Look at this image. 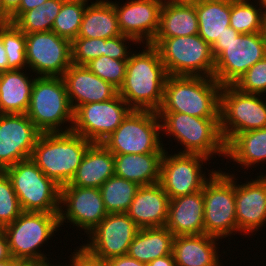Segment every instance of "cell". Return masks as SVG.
I'll return each mask as SVG.
<instances>
[{
    "instance_id": "obj_1",
    "label": "cell",
    "mask_w": 266,
    "mask_h": 266,
    "mask_svg": "<svg viewBox=\"0 0 266 266\" xmlns=\"http://www.w3.org/2000/svg\"><path fill=\"white\" fill-rule=\"evenodd\" d=\"M143 47L137 53L132 52L127 60L125 79L118 94L132 110L157 112L168 74L158 50L151 44Z\"/></svg>"
},
{
    "instance_id": "obj_2",
    "label": "cell",
    "mask_w": 266,
    "mask_h": 266,
    "mask_svg": "<svg viewBox=\"0 0 266 266\" xmlns=\"http://www.w3.org/2000/svg\"><path fill=\"white\" fill-rule=\"evenodd\" d=\"M221 88L214 77L168 75L163 101L157 112L220 118Z\"/></svg>"
},
{
    "instance_id": "obj_3",
    "label": "cell",
    "mask_w": 266,
    "mask_h": 266,
    "mask_svg": "<svg viewBox=\"0 0 266 266\" xmlns=\"http://www.w3.org/2000/svg\"><path fill=\"white\" fill-rule=\"evenodd\" d=\"M211 49L215 59L213 77L221 86L234 85L266 56V33L239 34L229 26Z\"/></svg>"
},
{
    "instance_id": "obj_4",
    "label": "cell",
    "mask_w": 266,
    "mask_h": 266,
    "mask_svg": "<svg viewBox=\"0 0 266 266\" xmlns=\"http://www.w3.org/2000/svg\"><path fill=\"white\" fill-rule=\"evenodd\" d=\"M91 144L73 131L41 133L31 159L49 179L62 187L71 182Z\"/></svg>"
},
{
    "instance_id": "obj_5",
    "label": "cell",
    "mask_w": 266,
    "mask_h": 266,
    "mask_svg": "<svg viewBox=\"0 0 266 266\" xmlns=\"http://www.w3.org/2000/svg\"><path fill=\"white\" fill-rule=\"evenodd\" d=\"M163 134L177 140L183 150L177 153L201 154L210 160L226 158V145L220 132V118H201L178 112H157ZM168 134V135H167Z\"/></svg>"
},
{
    "instance_id": "obj_6",
    "label": "cell",
    "mask_w": 266,
    "mask_h": 266,
    "mask_svg": "<svg viewBox=\"0 0 266 266\" xmlns=\"http://www.w3.org/2000/svg\"><path fill=\"white\" fill-rule=\"evenodd\" d=\"M26 115L41 133L72 131L74 111L62 77H36Z\"/></svg>"
},
{
    "instance_id": "obj_7",
    "label": "cell",
    "mask_w": 266,
    "mask_h": 266,
    "mask_svg": "<svg viewBox=\"0 0 266 266\" xmlns=\"http://www.w3.org/2000/svg\"><path fill=\"white\" fill-rule=\"evenodd\" d=\"M168 75L213 77L211 46L199 34L153 40Z\"/></svg>"
},
{
    "instance_id": "obj_8",
    "label": "cell",
    "mask_w": 266,
    "mask_h": 266,
    "mask_svg": "<svg viewBox=\"0 0 266 266\" xmlns=\"http://www.w3.org/2000/svg\"><path fill=\"white\" fill-rule=\"evenodd\" d=\"M158 113L132 110L102 144L113 154L164 153Z\"/></svg>"
},
{
    "instance_id": "obj_9",
    "label": "cell",
    "mask_w": 266,
    "mask_h": 266,
    "mask_svg": "<svg viewBox=\"0 0 266 266\" xmlns=\"http://www.w3.org/2000/svg\"><path fill=\"white\" fill-rule=\"evenodd\" d=\"M231 172V173H230ZM215 171L205 182L204 234L223 239L238 233L235 204V174ZM233 234V235H232Z\"/></svg>"
},
{
    "instance_id": "obj_10",
    "label": "cell",
    "mask_w": 266,
    "mask_h": 266,
    "mask_svg": "<svg viewBox=\"0 0 266 266\" xmlns=\"http://www.w3.org/2000/svg\"><path fill=\"white\" fill-rule=\"evenodd\" d=\"M4 172L11 180L23 212L59 213L61 187L31 158L17 162Z\"/></svg>"
},
{
    "instance_id": "obj_11",
    "label": "cell",
    "mask_w": 266,
    "mask_h": 266,
    "mask_svg": "<svg viewBox=\"0 0 266 266\" xmlns=\"http://www.w3.org/2000/svg\"><path fill=\"white\" fill-rule=\"evenodd\" d=\"M261 94L245 93L234 85L220 92V132L225 145L238 133L266 128V100Z\"/></svg>"
},
{
    "instance_id": "obj_12",
    "label": "cell",
    "mask_w": 266,
    "mask_h": 266,
    "mask_svg": "<svg viewBox=\"0 0 266 266\" xmlns=\"http://www.w3.org/2000/svg\"><path fill=\"white\" fill-rule=\"evenodd\" d=\"M58 214L45 212H22L11 224L2 230L5 232L9 251L13 259H42L48 258L44 246L61 230ZM44 244V245H43Z\"/></svg>"
},
{
    "instance_id": "obj_13",
    "label": "cell",
    "mask_w": 266,
    "mask_h": 266,
    "mask_svg": "<svg viewBox=\"0 0 266 266\" xmlns=\"http://www.w3.org/2000/svg\"><path fill=\"white\" fill-rule=\"evenodd\" d=\"M168 152L166 149L162 156L159 184L170 199L201 191L216 171V168L208 169L209 175L205 176L207 174L202 169L210 159L204 155Z\"/></svg>"
},
{
    "instance_id": "obj_14",
    "label": "cell",
    "mask_w": 266,
    "mask_h": 266,
    "mask_svg": "<svg viewBox=\"0 0 266 266\" xmlns=\"http://www.w3.org/2000/svg\"><path fill=\"white\" fill-rule=\"evenodd\" d=\"M26 59L35 76L62 77L72 65L71 41L52 31L26 34Z\"/></svg>"
},
{
    "instance_id": "obj_15",
    "label": "cell",
    "mask_w": 266,
    "mask_h": 266,
    "mask_svg": "<svg viewBox=\"0 0 266 266\" xmlns=\"http://www.w3.org/2000/svg\"><path fill=\"white\" fill-rule=\"evenodd\" d=\"M131 111L119 94L104 102L80 105L74 111L72 131L92 143H102Z\"/></svg>"
},
{
    "instance_id": "obj_16",
    "label": "cell",
    "mask_w": 266,
    "mask_h": 266,
    "mask_svg": "<svg viewBox=\"0 0 266 266\" xmlns=\"http://www.w3.org/2000/svg\"><path fill=\"white\" fill-rule=\"evenodd\" d=\"M107 214L100 188L76 187L69 183L60 188V227L70 223L88 235Z\"/></svg>"
},
{
    "instance_id": "obj_17",
    "label": "cell",
    "mask_w": 266,
    "mask_h": 266,
    "mask_svg": "<svg viewBox=\"0 0 266 266\" xmlns=\"http://www.w3.org/2000/svg\"><path fill=\"white\" fill-rule=\"evenodd\" d=\"M139 227L126 213L107 216L87 235L83 246L96 257L108 260L126 255Z\"/></svg>"
},
{
    "instance_id": "obj_18",
    "label": "cell",
    "mask_w": 266,
    "mask_h": 266,
    "mask_svg": "<svg viewBox=\"0 0 266 266\" xmlns=\"http://www.w3.org/2000/svg\"><path fill=\"white\" fill-rule=\"evenodd\" d=\"M40 134L26 114H0V171L31 158Z\"/></svg>"
},
{
    "instance_id": "obj_19",
    "label": "cell",
    "mask_w": 266,
    "mask_h": 266,
    "mask_svg": "<svg viewBox=\"0 0 266 266\" xmlns=\"http://www.w3.org/2000/svg\"><path fill=\"white\" fill-rule=\"evenodd\" d=\"M164 0H129L113 2L122 35L141 43L151 44L157 35Z\"/></svg>"
},
{
    "instance_id": "obj_20",
    "label": "cell",
    "mask_w": 266,
    "mask_h": 266,
    "mask_svg": "<svg viewBox=\"0 0 266 266\" xmlns=\"http://www.w3.org/2000/svg\"><path fill=\"white\" fill-rule=\"evenodd\" d=\"M259 173L256 179L249 180L247 177L245 183L240 182V184L237 183L238 177L235 176L238 233L242 235L243 232V235L249 238L251 234L256 235L261 227L266 226V174L261 171Z\"/></svg>"
},
{
    "instance_id": "obj_21",
    "label": "cell",
    "mask_w": 266,
    "mask_h": 266,
    "mask_svg": "<svg viewBox=\"0 0 266 266\" xmlns=\"http://www.w3.org/2000/svg\"><path fill=\"white\" fill-rule=\"evenodd\" d=\"M62 79L73 111L80 105L104 102L118 94L117 88L95 75L86 66L72 64Z\"/></svg>"
},
{
    "instance_id": "obj_22",
    "label": "cell",
    "mask_w": 266,
    "mask_h": 266,
    "mask_svg": "<svg viewBox=\"0 0 266 266\" xmlns=\"http://www.w3.org/2000/svg\"><path fill=\"white\" fill-rule=\"evenodd\" d=\"M170 198L159 183L140 186L126 214L141 228L164 227Z\"/></svg>"
},
{
    "instance_id": "obj_23",
    "label": "cell",
    "mask_w": 266,
    "mask_h": 266,
    "mask_svg": "<svg viewBox=\"0 0 266 266\" xmlns=\"http://www.w3.org/2000/svg\"><path fill=\"white\" fill-rule=\"evenodd\" d=\"M165 227L174 236L204 234L203 191L170 199Z\"/></svg>"
},
{
    "instance_id": "obj_24",
    "label": "cell",
    "mask_w": 266,
    "mask_h": 266,
    "mask_svg": "<svg viewBox=\"0 0 266 266\" xmlns=\"http://www.w3.org/2000/svg\"><path fill=\"white\" fill-rule=\"evenodd\" d=\"M218 240L207 234L174 236L172 253L176 266H223Z\"/></svg>"
},
{
    "instance_id": "obj_25",
    "label": "cell",
    "mask_w": 266,
    "mask_h": 266,
    "mask_svg": "<svg viewBox=\"0 0 266 266\" xmlns=\"http://www.w3.org/2000/svg\"><path fill=\"white\" fill-rule=\"evenodd\" d=\"M114 175L113 153L102 143H92L69 184L76 187L100 188Z\"/></svg>"
},
{
    "instance_id": "obj_26",
    "label": "cell",
    "mask_w": 266,
    "mask_h": 266,
    "mask_svg": "<svg viewBox=\"0 0 266 266\" xmlns=\"http://www.w3.org/2000/svg\"><path fill=\"white\" fill-rule=\"evenodd\" d=\"M24 70L1 72L0 114H26L28 111L36 76L33 74L30 76L31 71L29 72V69ZM32 76L33 78H31Z\"/></svg>"
},
{
    "instance_id": "obj_27",
    "label": "cell",
    "mask_w": 266,
    "mask_h": 266,
    "mask_svg": "<svg viewBox=\"0 0 266 266\" xmlns=\"http://www.w3.org/2000/svg\"><path fill=\"white\" fill-rule=\"evenodd\" d=\"M198 34V16L194 3L164 0L160 24L154 40Z\"/></svg>"
},
{
    "instance_id": "obj_28",
    "label": "cell",
    "mask_w": 266,
    "mask_h": 266,
    "mask_svg": "<svg viewBox=\"0 0 266 266\" xmlns=\"http://www.w3.org/2000/svg\"><path fill=\"white\" fill-rule=\"evenodd\" d=\"M164 153L113 154L115 176L147 186L159 183Z\"/></svg>"
},
{
    "instance_id": "obj_29",
    "label": "cell",
    "mask_w": 266,
    "mask_h": 266,
    "mask_svg": "<svg viewBox=\"0 0 266 266\" xmlns=\"http://www.w3.org/2000/svg\"><path fill=\"white\" fill-rule=\"evenodd\" d=\"M90 3L86 6L77 37L107 39L122 35L113 1L95 0Z\"/></svg>"
},
{
    "instance_id": "obj_30",
    "label": "cell",
    "mask_w": 266,
    "mask_h": 266,
    "mask_svg": "<svg viewBox=\"0 0 266 266\" xmlns=\"http://www.w3.org/2000/svg\"><path fill=\"white\" fill-rule=\"evenodd\" d=\"M229 158V159H228ZM226 159L240 168H255L266 162V128L238 133L226 145ZM255 165V166H254Z\"/></svg>"
},
{
    "instance_id": "obj_31",
    "label": "cell",
    "mask_w": 266,
    "mask_h": 266,
    "mask_svg": "<svg viewBox=\"0 0 266 266\" xmlns=\"http://www.w3.org/2000/svg\"><path fill=\"white\" fill-rule=\"evenodd\" d=\"M174 235L164 227L141 228L131 242L128 255L148 264L156 258L172 254Z\"/></svg>"
},
{
    "instance_id": "obj_32",
    "label": "cell",
    "mask_w": 266,
    "mask_h": 266,
    "mask_svg": "<svg viewBox=\"0 0 266 266\" xmlns=\"http://www.w3.org/2000/svg\"><path fill=\"white\" fill-rule=\"evenodd\" d=\"M195 8L198 34L212 46L230 26V0H199Z\"/></svg>"
},
{
    "instance_id": "obj_33",
    "label": "cell",
    "mask_w": 266,
    "mask_h": 266,
    "mask_svg": "<svg viewBox=\"0 0 266 266\" xmlns=\"http://www.w3.org/2000/svg\"><path fill=\"white\" fill-rule=\"evenodd\" d=\"M252 1L230 0V27L239 34L265 32L266 13L256 0Z\"/></svg>"
},
{
    "instance_id": "obj_34",
    "label": "cell",
    "mask_w": 266,
    "mask_h": 266,
    "mask_svg": "<svg viewBox=\"0 0 266 266\" xmlns=\"http://www.w3.org/2000/svg\"><path fill=\"white\" fill-rule=\"evenodd\" d=\"M140 186L117 176L110 177L101 187L104 207L108 214L126 213Z\"/></svg>"
},
{
    "instance_id": "obj_35",
    "label": "cell",
    "mask_w": 266,
    "mask_h": 266,
    "mask_svg": "<svg viewBox=\"0 0 266 266\" xmlns=\"http://www.w3.org/2000/svg\"><path fill=\"white\" fill-rule=\"evenodd\" d=\"M66 0H47L37 8L24 12L14 24L25 34L52 31L55 18Z\"/></svg>"
},
{
    "instance_id": "obj_36",
    "label": "cell",
    "mask_w": 266,
    "mask_h": 266,
    "mask_svg": "<svg viewBox=\"0 0 266 266\" xmlns=\"http://www.w3.org/2000/svg\"><path fill=\"white\" fill-rule=\"evenodd\" d=\"M91 0H66L52 26V32L71 42L77 38L82 18L88 2Z\"/></svg>"
},
{
    "instance_id": "obj_37",
    "label": "cell",
    "mask_w": 266,
    "mask_h": 266,
    "mask_svg": "<svg viewBox=\"0 0 266 266\" xmlns=\"http://www.w3.org/2000/svg\"><path fill=\"white\" fill-rule=\"evenodd\" d=\"M0 37L7 54L8 70L28 69L26 34L14 23L0 26Z\"/></svg>"
},
{
    "instance_id": "obj_38",
    "label": "cell",
    "mask_w": 266,
    "mask_h": 266,
    "mask_svg": "<svg viewBox=\"0 0 266 266\" xmlns=\"http://www.w3.org/2000/svg\"><path fill=\"white\" fill-rule=\"evenodd\" d=\"M126 65L127 60H117L102 55L91 60L85 66L95 75L119 90L125 79Z\"/></svg>"
},
{
    "instance_id": "obj_39",
    "label": "cell",
    "mask_w": 266,
    "mask_h": 266,
    "mask_svg": "<svg viewBox=\"0 0 266 266\" xmlns=\"http://www.w3.org/2000/svg\"><path fill=\"white\" fill-rule=\"evenodd\" d=\"M22 212L10 178L0 171V229L13 223Z\"/></svg>"
},
{
    "instance_id": "obj_40",
    "label": "cell",
    "mask_w": 266,
    "mask_h": 266,
    "mask_svg": "<svg viewBox=\"0 0 266 266\" xmlns=\"http://www.w3.org/2000/svg\"><path fill=\"white\" fill-rule=\"evenodd\" d=\"M105 39L77 37L71 42L72 64L85 66L103 55Z\"/></svg>"
},
{
    "instance_id": "obj_41",
    "label": "cell",
    "mask_w": 266,
    "mask_h": 266,
    "mask_svg": "<svg viewBox=\"0 0 266 266\" xmlns=\"http://www.w3.org/2000/svg\"><path fill=\"white\" fill-rule=\"evenodd\" d=\"M245 93L266 94V56L251 66L246 73L234 84Z\"/></svg>"
},
{
    "instance_id": "obj_42",
    "label": "cell",
    "mask_w": 266,
    "mask_h": 266,
    "mask_svg": "<svg viewBox=\"0 0 266 266\" xmlns=\"http://www.w3.org/2000/svg\"><path fill=\"white\" fill-rule=\"evenodd\" d=\"M131 41L134 44L137 43L133 38L125 35L107 38L105 39V49L103 55L108 56L112 59L128 60L131 53L133 52L131 51V49H129V47H131L132 45H129Z\"/></svg>"
},
{
    "instance_id": "obj_43",
    "label": "cell",
    "mask_w": 266,
    "mask_h": 266,
    "mask_svg": "<svg viewBox=\"0 0 266 266\" xmlns=\"http://www.w3.org/2000/svg\"><path fill=\"white\" fill-rule=\"evenodd\" d=\"M71 252V258H69L70 266H109L108 261L99 257H96L90 253L82 244L80 247Z\"/></svg>"
},
{
    "instance_id": "obj_44",
    "label": "cell",
    "mask_w": 266,
    "mask_h": 266,
    "mask_svg": "<svg viewBox=\"0 0 266 266\" xmlns=\"http://www.w3.org/2000/svg\"><path fill=\"white\" fill-rule=\"evenodd\" d=\"M107 261L109 266H146L145 263L133 259L128 254L115 256L108 259Z\"/></svg>"
},
{
    "instance_id": "obj_45",
    "label": "cell",
    "mask_w": 266,
    "mask_h": 266,
    "mask_svg": "<svg viewBox=\"0 0 266 266\" xmlns=\"http://www.w3.org/2000/svg\"><path fill=\"white\" fill-rule=\"evenodd\" d=\"M47 0H21L19 9L11 16L12 23H14L24 12L39 7Z\"/></svg>"
},
{
    "instance_id": "obj_46",
    "label": "cell",
    "mask_w": 266,
    "mask_h": 266,
    "mask_svg": "<svg viewBox=\"0 0 266 266\" xmlns=\"http://www.w3.org/2000/svg\"><path fill=\"white\" fill-rule=\"evenodd\" d=\"M11 258L8 239L5 232L0 229V261H6Z\"/></svg>"
},
{
    "instance_id": "obj_47",
    "label": "cell",
    "mask_w": 266,
    "mask_h": 266,
    "mask_svg": "<svg viewBox=\"0 0 266 266\" xmlns=\"http://www.w3.org/2000/svg\"><path fill=\"white\" fill-rule=\"evenodd\" d=\"M13 266H47V258L13 259Z\"/></svg>"
},
{
    "instance_id": "obj_48",
    "label": "cell",
    "mask_w": 266,
    "mask_h": 266,
    "mask_svg": "<svg viewBox=\"0 0 266 266\" xmlns=\"http://www.w3.org/2000/svg\"><path fill=\"white\" fill-rule=\"evenodd\" d=\"M146 266H176V263L172 253L169 255L156 258L150 263L146 264Z\"/></svg>"
},
{
    "instance_id": "obj_49",
    "label": "cell",
    "mask_w": 266,
    "mask_h": 266,
    "mask_svg": "<svg viewBox=\"0 0 266 266\" xmlns=\"http://www.w3.org/2000/svg\"><path fill=\"white\" fill-rule=\"evenodd\" d=\"M21 0H2L5 11L12 16L20 6Z\"/></svg>"
},
{
    "instance_id": "obj_50",
    "label": "cell",
    "mask_w": 266,
    "mask_h": 266,
    "mask_svg": "<svg viewBox=\"0 0 266 266\" xmlns=\"http://www.w3.org/2000/svg\"><path fill=\"white\" fill-rule=\"evenodd\" d=\"M5 71H8V60L2 39L0 37V72Z\"/></svg>"
},
{
    "instance_id": "obj_51",
    "label": "cell",
    "mask_w": 266,
    "mask_h": 266,
    "mask_svg": "<svg viewBox=\"0 0 266 266\" xmlns=\"http://www.w3.org/2000/svg\"><path fill=\"white\" fill-rule=\"evenodd\" d=\"M12 23L11 16L5 11L2 0H0V26L8 25Z\"/></svg>"
},
{
    "instance_id": "obj_52",
    "label": "cell",
    "mask_w": 266,
    "mask_h": 266,
    "mask_svg": "<svg viewBox=\"0 0 266 266\" xmlns=\"http://www.w3.org/2000/svg\"><path fill=\"white\" fill-rule=\"evenodd\" d=\"M0 266H13V258L11 257L9 260L0 261Z\"/></svg>"
},
{
    "instance_id": "obj_53",
    "label": "cell",
    "mask_w": 266,
    "mask_h": 266,
    "mask_svg": "<svg viewBox=\"0 0 266 266\" xmlns=\"http://www.w3.org/2000/svg\"><path fill=\"white\" fill-rule=\"evenodd\" d=\"M50 258H47V266H70V264L67 265V263H65L66 265H61L60 262L58 264H51V260H49ZM60 264V265H59Z\"/></svg>"
},
{
    "instance_id": "obj_54",
    "label": "cell",
    "mask_w": 266,
    "mask_h": 266,
    "mask_svg": "<svg viewBox=\"0 0 266 266\" xmlns=\"http://www.w3.org/2000/svg\"><path fill=\"white\" fill-rule=\"evenodd\" d=\"M263 8L264 12L266 13V0H256Z\"/></svg>"
},
{
    "instance_id": "obj_55",
    "label": "cell",
    "mask_w": 266,
    "mask_h": 266,
    "mask_svg": "<svg viewBox=\"0 0 266 266\" xmlns=\"http://www.w3.org/2000/svg\"><path fill=\"white\" fill-rule=\"evenodd\" d=\"M170 1H173V2L194 3V2H197V1H199V0H170Z\"/></svg>"
}]
</instances>
